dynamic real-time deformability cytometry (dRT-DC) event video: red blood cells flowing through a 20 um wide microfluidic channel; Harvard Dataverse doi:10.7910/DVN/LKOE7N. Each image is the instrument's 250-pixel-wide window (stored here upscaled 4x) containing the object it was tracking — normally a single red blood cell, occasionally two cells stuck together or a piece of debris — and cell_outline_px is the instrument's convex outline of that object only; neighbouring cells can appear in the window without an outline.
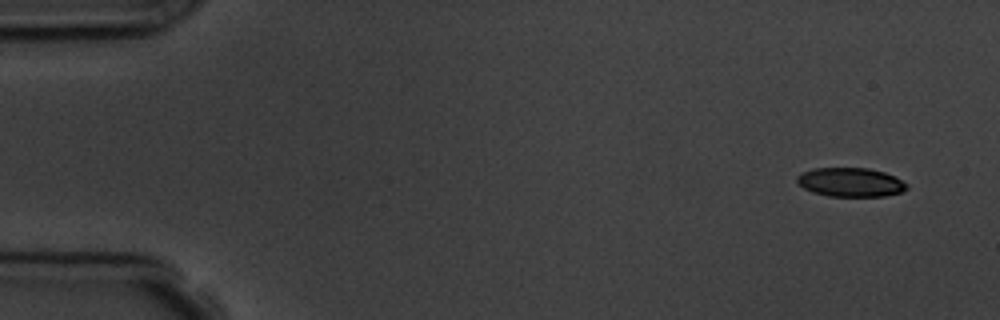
{"species": "common noctule bat (a hibernating species)", "species_latin": "Nyctalus noctula", "temperature_condition": "room temperature", "stored_images_in_passage": 4, "camera_frame_rate_fps": 3000, "um_per_image_px": 0.085, "animal": {"sex": "male", "body_mass_g": 19.5, "forearm_length_mm": 54.6}, "frame": {"image": 1, "passage_image": 1, "time_ms": 0.0, "image_size_px": [1000, 320], "cell_outline_px": [[908, 188], [900, 192], [884, 196], [828, 196], [812, 192], [804, 188], [796, 180], [796, 176], [800, 172], [812, 168], [868, 168], [884, 172], [908, 184]], "centroid_in_image_um": [72.25, 15.48], "position_along_channel_um": 12.8, "area_um2": 18.5}}
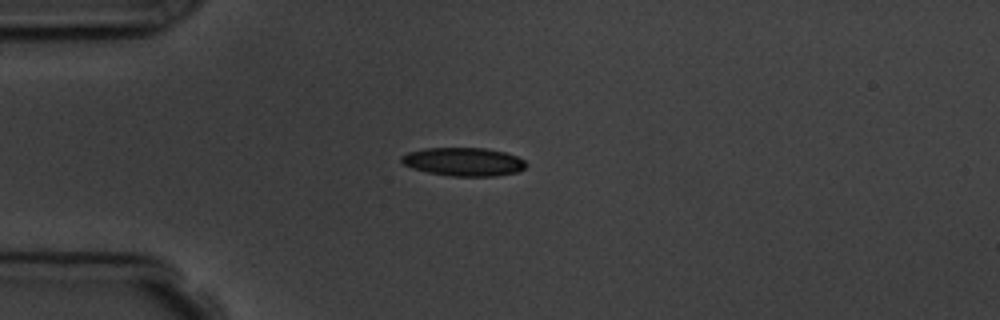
{"frame": {"image": 2, "passage_image": 4, "time_ms": 3.667, "image_size_px": [1000, 320], "cell_outline_px": [[528, 164], [524, 168], [516, 172], [496, 176], [452, 176], [428, 172], [404, 164], [400, 160], [400, 156], [408, 152], [424, 148], [484, 148], [504, 152], [516, 156], [524, 160]], "centroid_in_image_um": [39.42, 13.74], "position_along_channel_um": 45.6, "area_um2": 20.46}}